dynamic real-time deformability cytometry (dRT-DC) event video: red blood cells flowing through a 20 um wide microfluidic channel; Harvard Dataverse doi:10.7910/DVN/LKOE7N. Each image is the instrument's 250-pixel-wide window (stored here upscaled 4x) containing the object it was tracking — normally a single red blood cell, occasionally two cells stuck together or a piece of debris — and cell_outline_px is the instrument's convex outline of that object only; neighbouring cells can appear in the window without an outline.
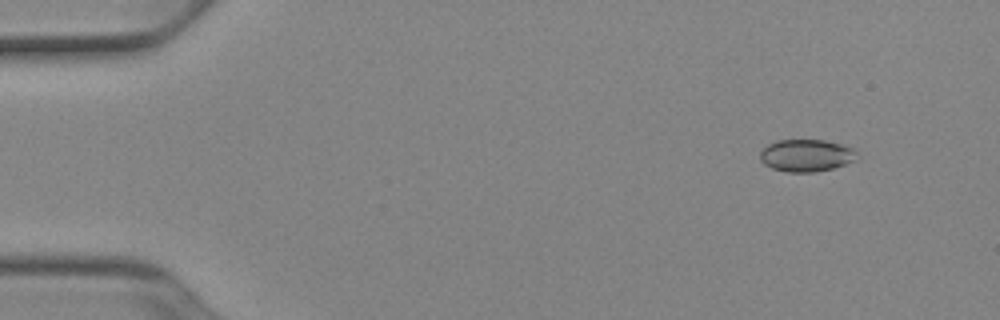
{"species": "Egyptian fruit bat (a non-hibernating species)", "species_latin": "Rousettus aegyptiacus", "temperature_condition": "cold", "stored_images_in_passage": 51, "camera_frame_rate_fps": 3000, "um_per_image_px": 0.085, "animal": {"sex": "female"}, "frame": {"image": 1, "passage_image": 5, "time_ms": 1.333, "image_size_px": [1000, 320], "cell_outline_px": [[860, 156], [844, 164], [832, 168], [816, 172], [784, 172], [772, 168], [764, 164], [760, 160], [760, 152], [768, 144], [776, 140], [824, 140], [856, 148]], "centroid_in_image_um": [68.54, 13.21], "position_along_channel_um": 16.5, "area_um2": 18.32}}
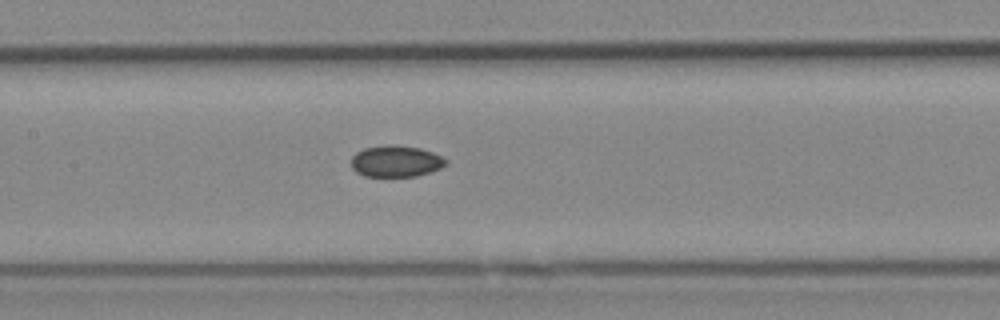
{"frame": {"image": 2, "passage_image": 25, "time_ms": 8.0, "image_size_px": [1000, 320], "cell_outline_px": [[448, 164], [440, 168], [416, 176], [364, 176], [356, 172], [352, 168], [352, 156], [356, 152], [364, 148], [388, 144], [392, 144], [420, 148], [432, 152], [448, 160]], "centroid_in_image_um": [33.64, 13.7], "position_along_channel_um": 173.8, "area_um2": 17.34}}
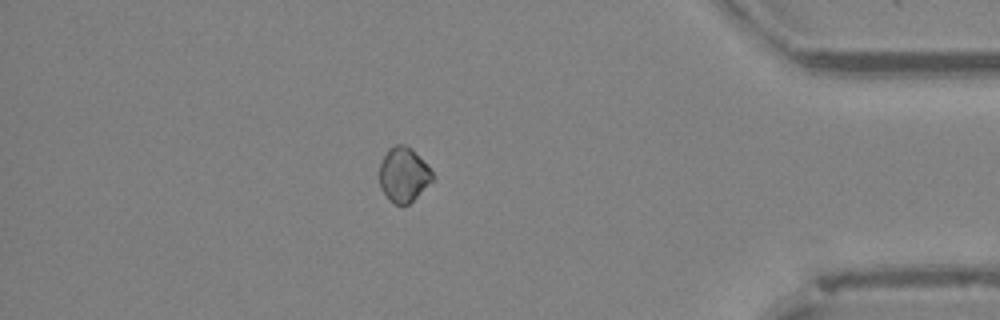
{"frame": {"image": 3, "passage_image": 45, "time_ms": 14.667, "image_size_px": [1000, 320], "cell_outline_px": [[432, 180], [408, 204], [396, 204], [380, 188], [380, 164], [388, 148], [396, 144], [404, 144], [412, 148], [432, 172]], "centroid_in_image_um": [34.28, 14.8], "position_along_channel_um": 400.9, "area_um2": 16.3}}